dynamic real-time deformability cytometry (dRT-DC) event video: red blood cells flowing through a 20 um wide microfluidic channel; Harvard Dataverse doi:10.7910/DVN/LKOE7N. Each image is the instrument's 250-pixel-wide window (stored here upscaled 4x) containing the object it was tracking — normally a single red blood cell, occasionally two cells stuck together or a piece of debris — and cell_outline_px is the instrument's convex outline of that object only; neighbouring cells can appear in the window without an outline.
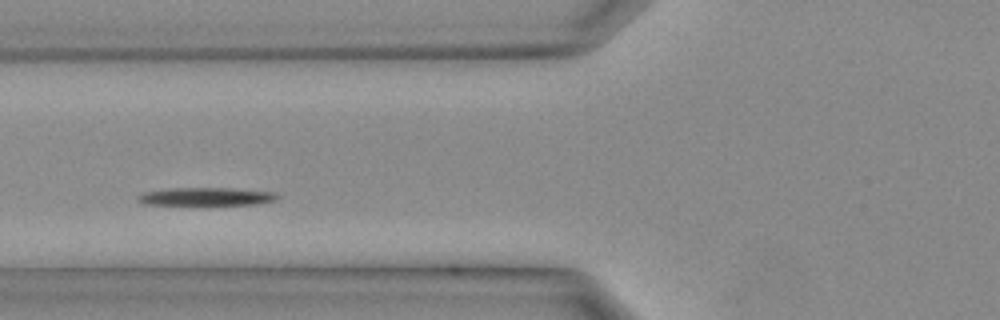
{"species": "Egyptian fruit bat (a non-hibernating species)", "species_latin": "Rousettus aegyptiacus", "temperature_condition": "warm", "stored_images_in_passage": 7, "camera_frame_rate_fps": 3000, "um_per_image_px": 0.085, "animal": {"sex": "female"}, "frame": {"image": 1, "passage_image": 6, "time_ms": 1.667, "image_size_px": [1000, 320], "cell_outline_px": [[276, 200], [256, 204], [144, 204], [136, 200], [136, 196], [144, 192], [172, 188], [228, 188], [272, 192], [276, 196]], "centroid_in_image_um": [17.45, 16.7], "position_along_channel_um": 108.4, "area_um2": 14.22}}